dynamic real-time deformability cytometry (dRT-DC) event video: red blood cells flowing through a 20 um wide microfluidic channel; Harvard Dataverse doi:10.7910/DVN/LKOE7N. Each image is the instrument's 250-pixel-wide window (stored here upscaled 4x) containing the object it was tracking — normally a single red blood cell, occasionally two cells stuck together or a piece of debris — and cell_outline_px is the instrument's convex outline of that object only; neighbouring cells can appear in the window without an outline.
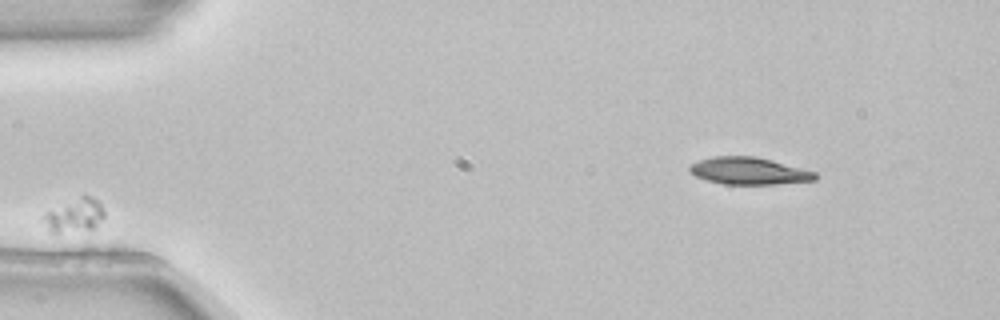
{"species": "common noctule bat (a hibernating species)", "species_latin": "Nyctalus noctula", "temperature_condition": "room temperature", "stored_images_in_passage": 2, "camera_frame_rate_fps": 3000, "um_per_image_px": 0.085, "animal": {"sex": "female", "body_mass_g": 22.7, "forearm_length_mm": 54.2}, "frame": {"image": 1, "passage_image": 1, "time_ms": 0.0, "image_size_px": [1000, 320], "cell_outline_px": [[104, 216], [96, 228], [60, 232], [48, 232], [36, 220], [44, 212], [84, 192], [92, 196], [104, 208]], "centroid_in_image_um": [6.23, 18.27], "position_along_channel_um": 78.8, "area_um2": 12.77}}